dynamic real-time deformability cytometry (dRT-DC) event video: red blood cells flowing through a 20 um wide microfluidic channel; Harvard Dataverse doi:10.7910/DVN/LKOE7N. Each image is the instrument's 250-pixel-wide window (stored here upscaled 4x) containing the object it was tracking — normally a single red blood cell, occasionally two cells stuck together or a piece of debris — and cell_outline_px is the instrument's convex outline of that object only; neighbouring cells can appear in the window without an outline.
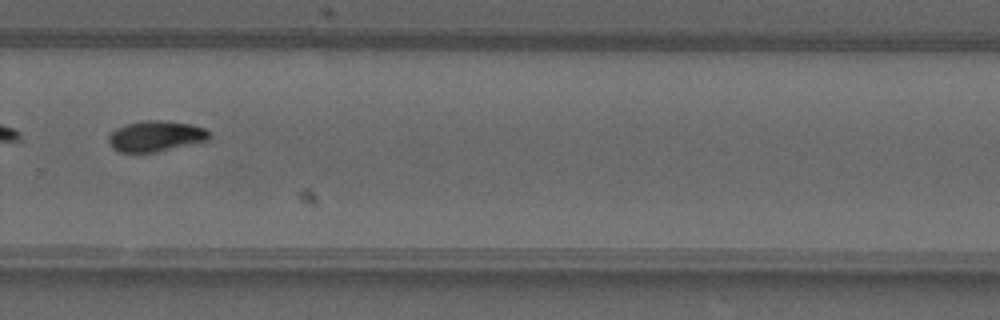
{"species": "common noctule bat (a hibernating species)", "species_latin": "Nyctalus noctula", "temperature_condition": "warm", "stored_images_in_passage": 32, "camera_frame_rate_fps": 3000, "um_per_image_px": 0.085, "animal": {"sex": "male", "forearm_length_mm": 52.5}, "frame": {"image": 1, "passage_image": 23, "time_ms": 7.333, "image_size_px": [1000, 320], "cell_outline_px": [[208, 140], [156, 152], [120, 152], [112, 148], [108, 140], [108, 136], [116, 128], [124, 124], [144, 120], [160, 120], [192, 124], [204, 128], [208, 132]], "centroid_in_image_um": [13.19, 11.56], "position_along_channel_um": 316.6, "area_um2": 17.92}}